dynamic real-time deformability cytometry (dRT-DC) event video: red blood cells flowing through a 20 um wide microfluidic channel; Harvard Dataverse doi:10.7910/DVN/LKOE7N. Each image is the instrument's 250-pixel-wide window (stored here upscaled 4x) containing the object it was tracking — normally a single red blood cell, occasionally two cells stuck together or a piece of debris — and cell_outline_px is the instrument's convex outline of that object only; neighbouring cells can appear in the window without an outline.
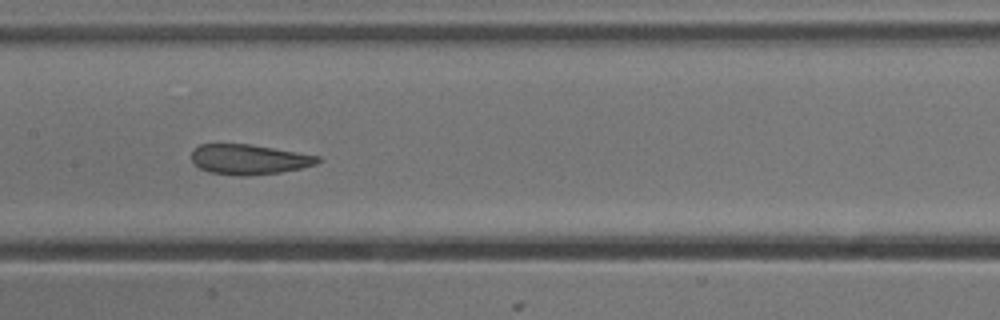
{"species": "common noctule bat (a hibernating species)", "species_latin": "Nyctalus noctula", "temperature_condition": "cold", "stored_images_in_passage": 14, "camera_frame_rate_fps": 3000, "um_per_image_px": 0.085, "animal": {"sex": "male", "body_mass_g": 13.3}, "frame": {"image": 1, "passage_image": 7, "time_ms": 2.0, "image_size_px": [1000, 320], "cell_outline_px": [[320, 160], [316, 164], [300, 168], [280, 172], [248, 176], [240, 176], [208, 172], [200, 168], [192, 160], [192, 148], [200, 144], [252, 144], [320, 156]], "centroid_in_image_um": [21.15, 13.54], "position_along_channel_um": 186.3, "area_um2": 22.14}}
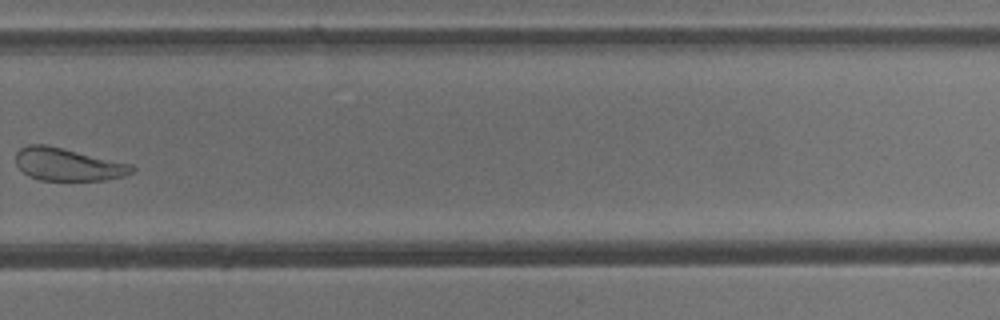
{"frame": {"image": 2, "passage_image": 10, "time_ms": 3.0, "image_size_px": [1000, 320], "cell_outline_px": [[136, 168], [132, 172], [124, 176], [108, 180], [40, 180], [28, 176], [16, 164], [16, 152], [20, 148], [28, 144], [44, 144], [132, 164]], "centroid_in_image_um": [5.77, 13.98], "position_along_channel_um": 324.0, "area_um2": 22.02}}
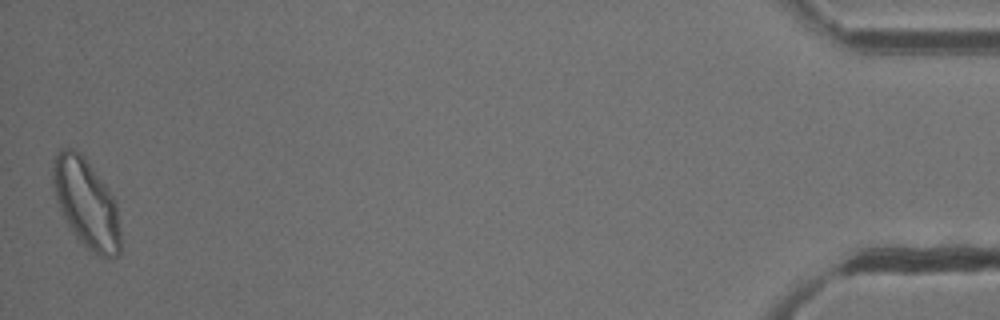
{"frame": {"image": 3, "passage_image": 14, "time_ms": 4.333, "image_size_px": [1000, 320], "cell_outline_px": [[120, 256], [96, 256], [84, 248], [68, 228], [56, 200], [52, 184], [52, 168], [56, 152], [60, 148], [72, 148], [80, 152], [84, 156], [108, 188], [116, 204], [120, 228]], "centroid_in_image_um": [7.31, 17.3], "position_along_channel_um": 427.9, "area_um2": 35.55}}